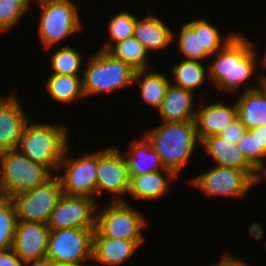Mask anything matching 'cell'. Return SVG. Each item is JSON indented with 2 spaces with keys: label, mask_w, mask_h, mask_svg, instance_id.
<instances>
[{
  "label": "cell",
  "mask_w": 266,
  "mask_h": 266,
  "mask_svg": "<svg viewBox=\"0 0 266 266\" xmlns=\"http://www.w3.org/2000/svg\"><path fill=\"white\" fill-rule=\"evenodd\" d=\"M237 33L220 51L214 54L215 60L208 65V79L219 91L237 92L242 84L249 81L256 68L254 45Z\"/></svg>",
  "instance_id": "6da1fadb"
},
{
  "label": "cell",
  "mask_w": 266,
  "mask_h": 266,
  "mask_svg": "<svg viewBox=\"0 0 266 266\" xmlns=\"http://www.w3.org/2000/svg\"><path fill=\"white\" fill-rule=\"evenodd\" d=\"M144 136L159 155L164 168L177 176L192 156L195 145L200 143L195 120L162 122L146 131Z\"/></svg>",
  "instance_id": "7a4b0ae2"
},
{
  "label": "cell",
  "mask_w": 266,
  "mask_h": 266,
  "mask_svg": "<svg viewBox=\"0 0 266 266\" xmlns=\"http://www.w3.org/2000/svg\"><path fill=\"white\" fill-rule=\"evenodd\" d=\"M67 136V128L64 125L41 122L30 124L28 121L13 149L24 153L32 161L55 174L69 146Z\"/></svg>",
  "instance_id": "3957f363"
},
{
  "label": "cell",
  "mask_w": 266,
  "mask_h": 266,
  "mask_svg": "<svg viewBox=\"0 0 266 266\" xmlns=\"http://www.w3.org/2000/svg\"><path fill=\"white\" fill-rule=\"evenodd\" d=\"M85 68L82 72V90L86 97L102 92L112 93L134 83L135 70L103 50L90 55Z\"/></svg>",
  "instance_id": "277c9868"
},
{
  "label": "cell",
  "mask_w": 266,
  "mask_h": 266,
  "mask_svg": "<svg viewBox=\"0 0 266 266\" xmlns=\"http://www.w3.org/2000/svg\"><path fill=\"white\" fill-rule=\"evenodd\" d=\"M96 227L93 237H109L143 245L145 236L141 232L147 221L143 214L125 201H112L103 209H97Z\"/></svg>",
  "instance_id": "5b68a950"
},
{
  "label": "cell",
  "mask_w": 266,
  "mask_h": 266,
  "mask_svg": "<svg viewBox=\"0 0 266 266\" xmlns=\"http://www.w3.org/2000/svg\"><path fill=\"white\" fill-rule=\"evenodd\" d=\"M54 173L28 158L24 153L11 149L0 158V196H13L43 184Z\"/></svg>",
  "instance_id": "8992f818"
},
{
  "label": "cell",
  "mask_w": 266,
  "mask_h": 266,
  "mask_svg": "<svg viewBox=\"0 0 266 266\" xmlns=\"http://www.w3.org/2000/svg\"><path fill=\"white\" fill-rule=\"evenodd\" d=\"M35 2L42 14L38 23V34L44 49H50L61 40L82 30L80 14L73 1L38 0Z\"/></svg>",
  "instance_id": "52a82bcc"
},
{
  "label": "cell",
  "mask_w": 266,
  "mask_h": 266,
  "mask_svg": "<svg viewBox=\"0 0 266 266\" xmlns=\"http://www.w3.org/2000/svg\"><path fill=\"white\" fill-rule=\"evenodd\" d=\"M95 229H51L48 239L46 263L87 266L92 259Z\"/></svg>",
  "instance_id": "ba28073f"
},
{
  "label": "cell",
  "mask_w": 266,
  "mask_h": 266,
  "mask_svg": "<svg viewBox=\"0 0 266 266\" xmlns=\"http://www.w3.org/2000/svg\"><path fill=\"white\" fill-rule=\"evenodd\" d=\"M62 195L58 176L53 174L43 184L19 193L11 199L14 202L18 220L47 224L55 204Z\"/></svg>",
  "instance_id": "9c48e42d"
},
{
  "label": "cell",
  "mask_w": 266,
  "mask_h": 266,
  "mask_svg": "<svg viewBox=\"0 0 266 266\" xmlns=\"http://www.w3.org/2000/svg\"><path fill=\"white\" fill-rule=\"evenodd\" d=\"M70 146L67 147L58 170L63 174L58 176L62 194L68 196L96 197V179L98 168V151L84 154L77 158H67Z\"/></svg>",
  "instance_id": "30bf717a"
},
{
  "label": "cell",
  "mask_w": 266,
  "mask_h": 266,
  "mask_svg": "<svg viewBox=\"0 0 266 266\" xmlns=\"http://www.w3.org/2000/svg\"><path fill=\"white\" fill-rule=\"evenodd\" d=\"M190 184L210 196L243 197L256 181L245 171L215 165L209 171L190 179Z\"/></svg>",
  "instance_id": "8fae6325"
},
{
  "label": "cell",
  "mask_w": 266,
  "mask_h": 266,
  "mask_svg": "<svg viewBox=\"0 0 266 266\" xmlns=\"http://www.w3.org/2000/svg\"><path fill=\"white\" fill-rule=\"evenodd\" d=\"M130 175L124 153L115 146L98 151L96 195L101 192L114 194L112 201H125L128 194Z\"/></svg>",
  "instance_id": "7c38bea8"
},
{
  "label": "cell",
  "mask_w": 266,
  "mask_h": 266,
  "mask_svg": "<svg viewBox=\"0 0 266 266\" xmlns=\"http://www.w3.org/2000/svg\"><path fill=\"white\" fill-rule=\"evenodd\" d=\"M97 201L86 196L62 194L51 212L47 223L50 229L82 228L95 229Z\"/></svg>",
  "instance_id": "4fadbf2b"
},
{
  "label": "cell",
  "mask_w": 266,
  "mask_h": 266,
  "mask_svg": "<svg viewBox=\"0 0 266 266\" xmlns=\"http://www.w3.org/2000/svg\"><path fill=\"white\" fill-rule=\"evenodd\" d=\"M50 230L42 222L18 220L12 250L28 266L45 265Z\"/></svg>",
  "instance_id": "5bb4252c"
},
{
  "label": "cell",
  "mask_w": 266,
  "mask_h": 266,
  "mask_svg": "<svg viewBox=\"0 0 266 266\" xmlns=\"http://www.w3.org/2000/svg\"><path fill=\"white\" fill-rule=\"evenodd\" d=\"M29 121L15 94H9L0 103V158L14 148L17 138Z\"/></svg>",
  "instance_id": "9a60e30c"
},
{
  "label": "cell",
  "mask_w": 266,
  "mask_h": 266,
  "mask_svg": "<svg viewBox=\"0 0 266 266\" xmlns=\"http://www.w3.org/2000/svg\"><path fill=\"white\" fill-rule=\"evenodd\" d=\"M204 150L209 153L215 165L232 167L247 172L257 183L262 175L245 159L237 144L223 139L219 135L211 136L200 141Z\"/></svg>",
  "instance_id": "2e32d148"
},
{
  "label": "cell",
  "mask_w": 266,
  "mask_h": 266,
  "mask_svg": "<svg viewBox=\"0 0 266 266\" xmlns=\"http://www.w3.org/2000/svg\"><path fill=\"white\" fill-rule=\"evenodd\" d=\"M236 117V102L230 106L218 101L197 108L195 124L199 141L219 135Z\"/></svg>",
  "instance_id": "e0dca14e"
},
{
  "label": "cell",
  "mask_w": 266,
  "mask_h": 266,
  "mask_svg": "<svg viewBox=\"0 0 266 266\" xmlns=\"http://www.w3.org/2000/svg\"><path fill=\"white\" fill-rule=\"evenodd\" d=\"M170 27L156 17L148 14L142 20L136 18L133 37L136 38L149 51L165 50L178 35Z\"/></svg>",
  "instance_id": "ac0fdd59"
},
{
  "label": "cell",
  "mask_w": 266,
  "mask_h": 266,
  "mask_svg": "<svg viewBox=\"0 0 266 266\" xmlns=\"http://www.w3.org/2000/svg\"><path fill=\"white\" fill-rule=\"evenodd\" d=\"M194 92L169 84L166 95L158 110L161 122L195 120L197 109H193Z\"/></svg>",
  "instance_id": "d6986e66"
},
{
  "label": "cell",
  "mask_w": 266,
  "mask_h": 266,
  "mask_svg": "<svg viewBox=\"0 0 266 266\" xmlns=\"http://www.w3.org/2000/svg\"><path fill=\"white\" fill-rule=\"evenodd\" d=\"M139 246L130 240L109 237H93L92 261L97 265H122Z\"/></svg>",
  "instance_id": "ffe728a7"
},
{
  "label": "cell",
  "mask_w": 266,
  "mask_h": 266,
  "mask_svg": "<svg viewBox=\"0 0 266 266\" xmlns=\"http://www.w3.org/2000/svg\"><path fill=\"white\" fill-rule=\"evenodd\" d=\"M236 102L237 117L247 130L266 125V93L260 86L248 87Z\"/></svg>",
  "instance_id": "44dd1931"
},
{
  "label": "cell",
  "mask_w": 266,
  "mask_h": 266,
  "mask_svg": "<svg viewBox=\"0 0 266 266\" xmlns=\"http://www.w3.org/2000/svg\"><path fill=\"white\" fill-rule=\"evenodd\" d=\"M175 178H177V175L169 169L130 176L128 195H131L136 200H153L160 196L163 197L165 192H167L170 182Z\"/></svg>",
  "instance_id": "7402d4cb"
},
{
  "label": "cell",
  "mask_w": 266,
  "mask_h": 266,
  "mask_svg": "<svg viewBox=\"0 0 266 266\" xmlns=\"http://www.w3.org/2000/svg\"><path fill=\"white\" fill-rule=\"evenodd\" d=\"M129 143V153L124 155L130 176L144 175L164 168L159 155L151 143L143 136Z\"/></svg>",
  "instance_id": "603a6c76"
},
{
  "label": "cell",
  "mask_w": 266,
  "mask_h": 266,
  "mask_svg": "<svg viewBox=\"0 0 266 266\" xmlns=\"http://www.w3.org/2000/svg\"><path fill=\"white\" fill-rule=\"evenodd\" d=\"M108 52L113 58L123 61L133 70H148V51L145 47L133 36L123 41L112 44L105 43L100 49Z\"/></svg>",
  "instance_id": "cb8c5ba5"
},
{
  "label": "cell",
  "mask_w": 266,
  "mask_h": 266,
  "mask_svg": "<svg viewBox=\"0 0 266 266\" xmlns=\"http://www.w3.org/2000/svg\"><path fill=\"white\" fill-rule=\"evenodd\" d=\"M146 73V74H145ZM134 83L140 85V98L150 107L159 110L171 83L166 74L160 72H148L146 70L135 71Z\"/></svg>",
  "instance_id": "d4e9b609"
},
{
  "label": "cell",
  "mask_w": 266,
  "mask_h": 266,
  "mask_svg": "<svg viewBox=\"0 0 266 266\" xmlns=\"http://www.w3.org/2000/svg\"><path fill=\"white\" fill-rule=\"evenodd\" d=\"M49 96L63 104H70L76 98L84 97L82 76L60 75L52 73L45 83Z\"/></svg>",
  "instance_id": "484cf974"
},
{
  "label": "cell",
  "mask_w": 266,
  "mask_h": 266,
  "mask_svg": "<svg viewBox=\"0 0 266 266\" xmlns=\"http://www.w3.org/2000/svg\"><path fill=\"white\" fill-rule=\"evenodd\" d=\"M174 75L173 85L181 87L185 90L196 92L198 87L204 85L208 71L204 67L203 62L196 60L183 59L179 64H175L172 68Z\"/></svg>",
  "instance_id": "4316f807"
},
{
  "label": "cell",
  "mask_w": 266,
  "mask_h": 266,
  "mask_svg": "<svg viewBox=\"0 0 266 266\" xmlns=\"http://www.w3.org/2000/svg\"><path fill=\"white\" fill-rule=\"evenodd\" d=\"M177 46L181 55L185 59L200 61L209 58L210 56L205 52L201 46L200 40V19L189 21L182 25L179 29Z\"/></svg>",
  "instance_id": "83f0119b"
},
{
  "label": "cell",
  "mask_w": 266,
  "mask_h": 266,
  "mask_svg": "<svg viewBox=\"0 0 266 266\" xmlns=\"http://www.w3.org/2000/svg\"><path fill=\"white\" fill-rule=\"evenodd\" d=\"M17 222L13 200L0 196V250L12 249Z\"/></svg>",
  "instance_id": "f1b7e54d"
},
{
  "label": "cell",
  "mask_w": 266,
  "mask_h": 266,
  "mask_svg": "<svg viewBox=\"0 0 266 266\" xmlns=\"http://www.w3.org/2000/svg\"><path fill=\"white\" fill-rule=\"evenodd\" d=\"M52 73L60 75L79 76L82 66V56L76 49L70 46H63L51 55Z\"/></svg>",
  "instance_id": "f546056e"
},
{
  "label": "cell",
  "mask_w": 266,
  "mask_h": 266,
  "mask_svg": "<svg viewBox=\"0 0 266 266\" xmlns=\"http://www.w3.org/2000/svg\"><path fill=\"white\" fill-rule=\"evenodd\" d=\"M237 146L245 159L263 176L266 173V162H264L266 153L263 150H257L255 128L246 130L237 142Z\"/></svg>",
  "instance_id": "4dcf8cb0"
},
{
  "label": "cell",
  "mask_w": 266,
  "mask_h": 266,
  "mask_svg": "<svg viewBox=\"0 0 266 266\" xmlns=\"http://www.w3.org/2000/svg\"><path fill=\"white\" fill-rule=\"evenodd\" d=\"M31 0H0V32L4 33L18 24L28 12Z\"/></svg>",
  "instance_id": "1f68e13d"
},
{
  "label": "cell",
  "mask_w": 266,
  "mask_h": 266,
  "mask_svg": "<svg viewBox=\"0 0 266 266\" xmlns=\"http://www.w3.org/2000/svg\"><path fill=\"white\" fill-rule=\"evenodd\" d=\"M220 33L218 28L211 25L209 21L200 19L201 46L210 57L220 51L237 34L230 33V35L224 39Z\"/></svg>",
  "instance_id": "d6a6232c"
},
{
  "label": "cell",
  "mask_w": 266,
  "mask_h": 266,
  "mask_svg": "<svg viewBox=\"0 0 266 266\" xmlns=\"http://www.w3.org/2000/svg\"><path fill=\"white\" fill-rule=\"evenodd\" d=\"M135 22L136 16L130 12L121 11L112 16L108 24L110 41L112 40L115 44L132 37Z\"/></svg>",
  "instance_id": "836d02e7"
},
{
  "label": "cell",
  "mask_w": 266,
  "mask_h": 266,
  "mask_svg": "<svg viewBox=\"0 0 266 266\" xmlns=\"http://www.w3.org/2000/svg\"><path fill=\"white\" fill-rule=\"evenodd\" d=\"M246 130V127L241 123L239 118L236 117L219 133V136L231 143L237 144Z\"/></svg>",
  "instance_id": "e575fe53"
},
{
  "label": "cell",
  "mask_w": 266,
  "mask_h": 266,
  "mask_svg": "<svg viewBox=\"0 0 266 266\" xmlns=\"http://www.w3.org/2000/svg\"><path fill=\"white\" fill-rule=\"evenodd\" d=\"M0 266H28L12 249L0 250Z\"/></svg>",
  "instance_id": "d590c367"
},
{
  "label": "cell",
  "mask_w": 266,
  "mask_h": 266,
  "mask_svg": "<svg viewBox=\"0 0 266 266\" xmlns=\"http://www.w3.org/2000/svg\"><path fill=\"white\" fill-rule=\"evenodd\" d=\"M213 266H249L246 261L230 254L224 255L219 263Z\"/></svg>",
  "instance_id": "8d00e7d4"
},
{
  "label": "cell",
  "mask_w": 266,
  "mask_h": 266,
  "mask_svg": "<svg viewBox=\"0 0 266 266\" xmlns=\"http://www.w3.org/2000/svg\"><path fill=\"white\" fill-rule=\"evenodd\" d=\"M257 141V150H263L266 153V125L255 128Z\"/></svg>",
  "instance_id": "74e56055"
},
{
  "label": "cell",
  "mask_w": 266,
  "mask_h": 266,
  "mask_svg": "<svg viewBox=\"0 0 266 266\" xmlns=\"http://www.w3.org/2000/svg\"><path fill=\"white\" fill-rule=\"evenodd\" d=\"M257 78H259V82H260V84L258 83V85H261L260 87L266 93V75L258 76Z\"/></svg>",
  "instance_id": "f35d334b"
},
{
  "label": "cell",
  "mask_w": 266,
  "mask_h": 266,
  "mask_svg": "<svg viewBox=\"0 0 266 266\" xmlns=\"http://www.w3.org/2000/svg\"><path fill=\"white\" fill-rule=\"evenodd\" d=\"M43 266H74V265L46 263ZM88 266H89V264H88Z\"/></svg>",
  "instance_id": "ab89813d"
},
{
  "label": "cell",
  "mask_w": 266,
  "mask_h": 266,
  "mask_svg": "<svg viewBox=\"0 0 266 266\" xmlns=\"http://www.w3.org/2000/svg\"><path fill=\"white\" fill-rule=\"evenodd\" d=\"M4 98H5L4 96H3V97L0 96V103H1V101H2Z\"/></svg>",
  "instance_id": "60d3db41"
}]
</instances>
